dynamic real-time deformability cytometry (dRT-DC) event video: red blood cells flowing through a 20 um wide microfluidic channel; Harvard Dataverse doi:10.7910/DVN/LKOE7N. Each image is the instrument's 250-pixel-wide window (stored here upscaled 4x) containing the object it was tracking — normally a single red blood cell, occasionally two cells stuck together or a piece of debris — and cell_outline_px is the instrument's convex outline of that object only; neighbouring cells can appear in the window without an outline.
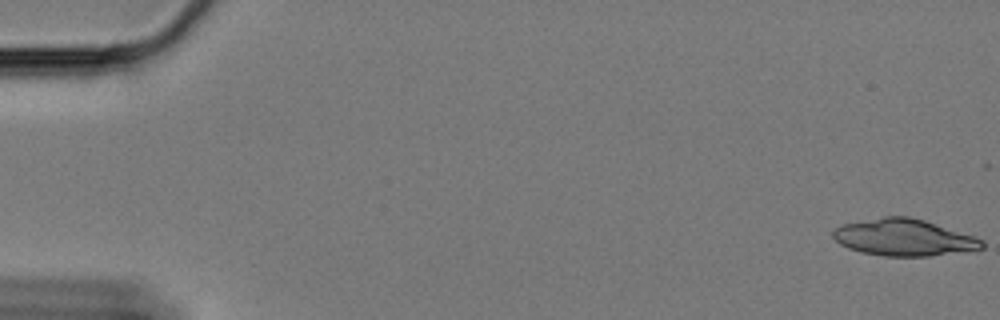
{"species": "Egyptian fruit bat (a non-hibernating species)", "species_latin": "Rousettus aegyptiacus", "temperature_condition": "cold", "stored_images_in_passage": 20, "camera_frame_rate_fps": 3000, "um_per_image_px": 0.085, "animal": {"sex": "female"}, "frame": {"image": 1, "passage_image": 1, "time_ms": 0.0, "image_size_px": [1000, 320], "cell_outline_px": [[984, 248], [928, 256], [884, 256], [860, 252], [848, 248], [840, 244], [832, 236], [832, 232], [836, 228], [844, 224], [884, 216], [908, 216], [924, 220], [984, 240]], "centroid_in_image_um": [76.79, 20.19], "position_along_channel_um": 8.2, "area_um2": 31.5}}
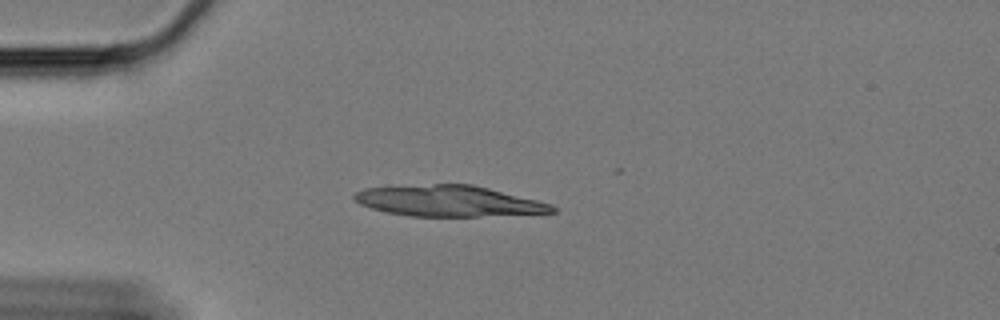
{"frame": {"image": 2, "passage_image": 16, "time_ms": 5.0, "image_size_px": [1000, 320], "cell_outline_px": [[556, 212], [480, 216], [408, 216], [388, 212], [372, 208], [360, 204], [352, 200], [352, 196], [356, 192], [364, 188], [432, 184], [472, 184], [552, 204], [556, 208]], "centroid_in_image_um": [38.09, 17.08], "position_along_channel_um": 46.9, "area_um2": 35.37}}